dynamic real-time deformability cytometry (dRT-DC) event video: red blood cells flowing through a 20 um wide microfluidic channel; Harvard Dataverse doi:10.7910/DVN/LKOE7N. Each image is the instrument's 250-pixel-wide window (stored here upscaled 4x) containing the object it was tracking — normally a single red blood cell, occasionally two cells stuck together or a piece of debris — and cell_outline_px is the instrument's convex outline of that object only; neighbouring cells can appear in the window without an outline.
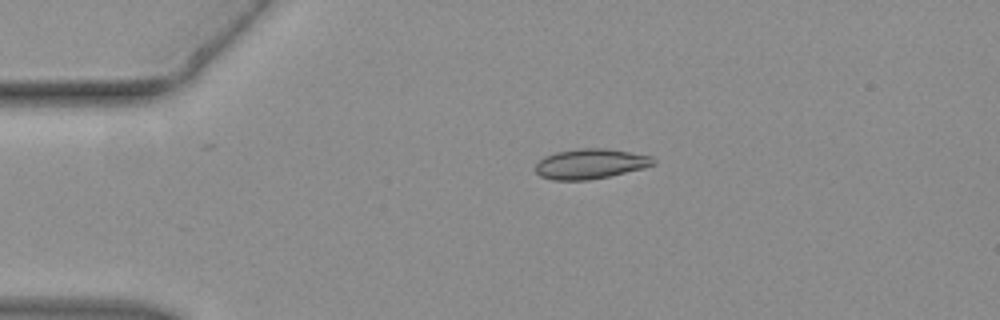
{"species": "common noctule bat (a hibernating species)", "species_latin": "Nyctalus noctula", "temperature_condition": "warm", "stored_images_in_passage": 37, "camera_frame_rate_fps": 3000, "um_per_image_px": 0.085, "animal": {"sex": "female", "body_mass_g": 19.3, "forearm_length_mm": 54.1}, "frame": {"image": 1, "passage_image": 1, "time_ms": 0.0, "image_size_px": [1000, 320], "cell_outline_px": [[656, 164], [644, 168], [608, 176], [588, 180], [552, 180], [540, 176], [536, 172], [536, 164], [544, 156], [556, 152], [576, 148], [604, 148], [652, 156], [656, 160]], "centroid_in_image_um": [50.18, 13.92], "position_along_channel_um": 34.8, "area_um2": 20.63}}
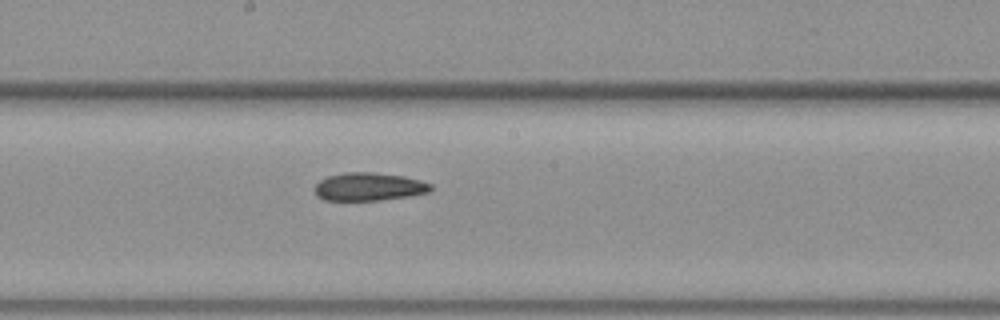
{"frame": {"image": 2, "passage_image": 16, "time_ms": 5.0, "image_size_px": [1000, 320], "cell_outline_px": [[432, 188], [428, 192], [408, 196], [380, 200], [324, 200], [316, 196], [312, 188], [320, 180], [328, 176], [344, 172], [372, 172], [404, 176], [420, 180], [432, 184]], "centroid_in_image_um": [31.31, 15.87], "position_along_channel_um": 216.9, "area_um2": 19.07}}
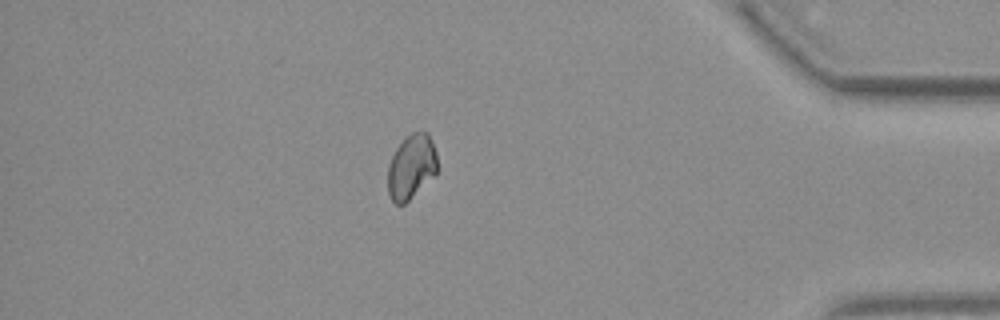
{"frame": {"image": 3, "passage_image": 31, "time_ms": 10.0, "image_size_px": [1000, 320], "cell_outline_px": [[436, 176], [404, 204], [396, 204], [392, 200], [388, 192], [388, 164], [396, 148], [412, 132], [428, 132], [432, 140], [436, 152]], "centroid_in_image_um": [34.97, 14.19], "position_along_channel_um": 400.2, "area_um2": 18.61}}